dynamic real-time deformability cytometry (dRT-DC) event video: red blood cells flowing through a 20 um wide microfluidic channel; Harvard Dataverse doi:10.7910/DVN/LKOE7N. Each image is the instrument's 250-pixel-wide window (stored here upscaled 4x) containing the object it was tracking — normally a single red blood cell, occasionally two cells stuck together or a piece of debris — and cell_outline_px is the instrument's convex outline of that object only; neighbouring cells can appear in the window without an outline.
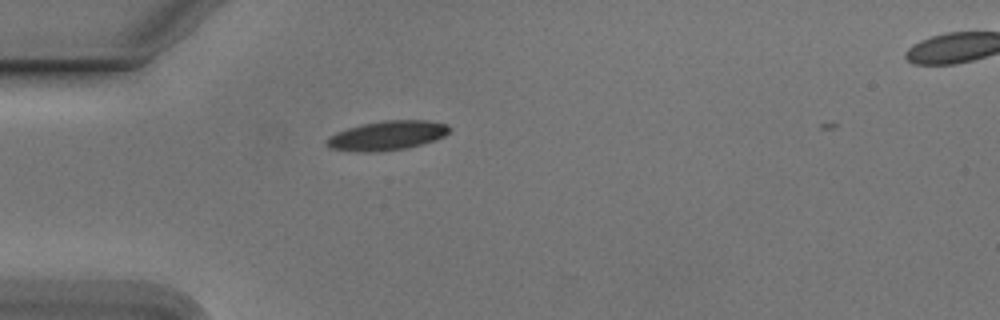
{"species": "Egyptian fruit bat (a non-hibernating species)", "species_latin": "Rousettus aegyptiacus", "temperature_condition": "cold", "stored_images_in_passage": 37, "camera_frame_rate_fps": 3000, "um_per_image_px": 0.085, "animal": {"sex": "male"}, "frame": {"image": 1, "passage_image": 1, "time_ms": 0.0, "image_size_px": [1000, 320], "cell_outline_px": [[452, 128], [444, 136], [408, 148], [380, 152], [360, 152], [328, 148], [324, 144], [328, 136], [336, 132], [348, 128], [364, 124], [384, 120], [424, 120], [448, 124]], "centroid_in_image_um": [32.87, 11.53], "position_along_channel_um": 52.1, "area_um2": 21.04}}
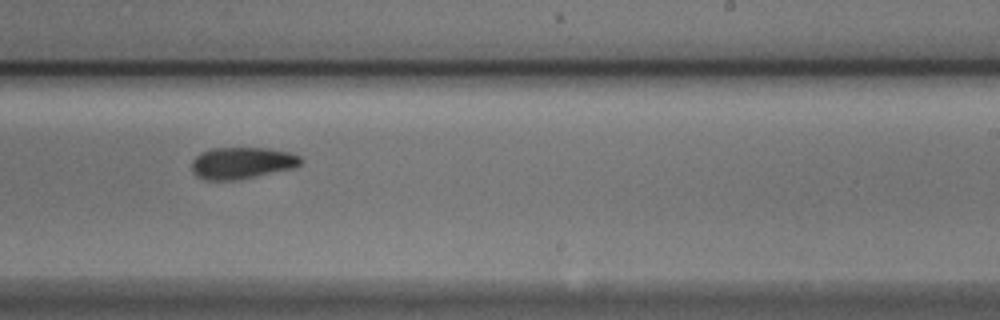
{"frame": {"image": 2, "passage_image": 19, "time_ms": 6.0, "image_size_px": [1000, 320], "cell_outline_px": [[304, 160], [296, 168], [240, 180], [204, 180], [196, 176], [192, 172], [192, 160], [200, 152], [212, 148], [268, 148], [288, 152], [300, 156]], "centroid_in_image_um": [20.57, 13.86], "position_along_channel_um": 268.4, "area_um2": 20.52}}
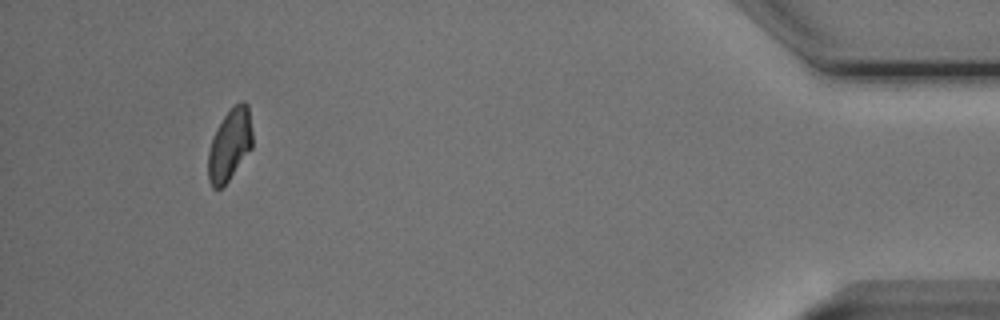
{"frame": {"image": 3, "passage_image": 36, "time_ms": 11.667, "image_size_px": [1000, 320], "cell_outline_px": [[252, 148], [228, 180], [220, 188], [212, 188], [208, 180], [208, 152], [212, 140], [224, 116], [232, 104], [240, 100], [244, 100], [248, 104], [252, 132]], "centroid_in_image_um": [19.54, 12.26], "position_along_channel_um": 415.7, "area_um2": 18.44}}